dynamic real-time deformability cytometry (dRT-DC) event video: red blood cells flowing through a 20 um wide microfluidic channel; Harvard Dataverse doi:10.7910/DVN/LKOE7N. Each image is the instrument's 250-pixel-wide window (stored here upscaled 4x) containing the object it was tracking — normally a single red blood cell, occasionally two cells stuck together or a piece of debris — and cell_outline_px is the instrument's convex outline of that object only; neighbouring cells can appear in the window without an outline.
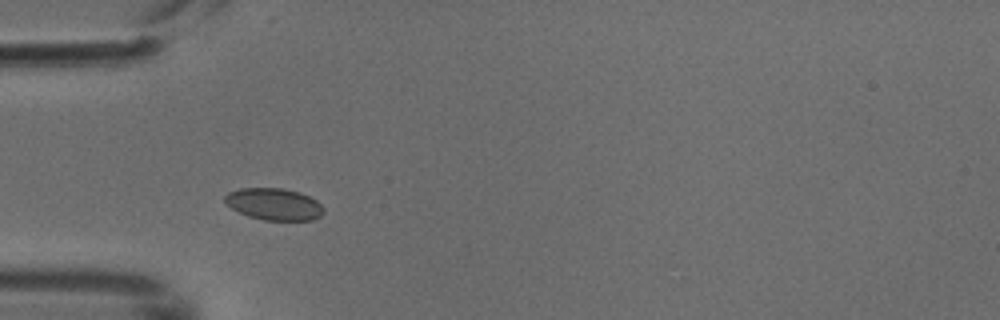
{"species": "common noctule bat (a hibernating species)", "species_latin": "Nyctalus noctula", "temperature_condition": "cold", "stored_images_in_passage": 4, "camera_frame_rate_fps": 3000, "um_per_image_px": 0.085, "animal": {"sex": "male", "body_mass_g": 18.8}, "frame": {"image": 1, "passage_image": 2, "time_ms": 0.333, "image_size_px": [1000, 320], "cell_outline_px": [[324, 212], [320, 216], [312, 220], [264, 220], [248, 216], [224, 204], [224, 196], [228, 192], [240, 188], [284, 188], [300, 192], [316, 200], [324, 208]], "centroid_in_image_um": [23.28, 17.34], "position_along_channel_um": 61.7, "area_um2": 18.44}}
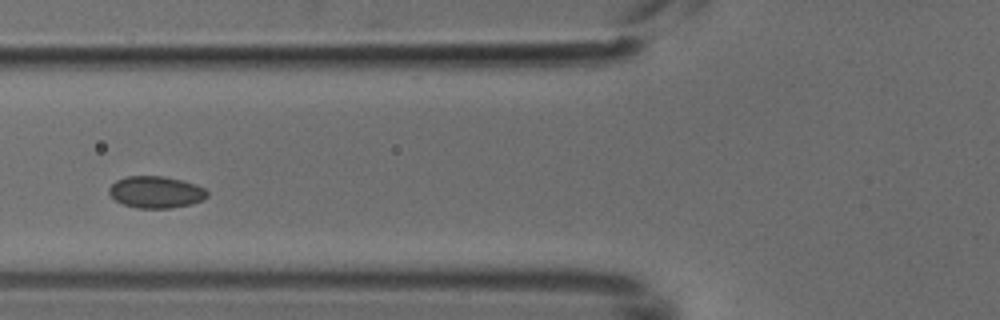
{"frame": {"image": 2, "passage_image": 3, "time_ms": 0.667, "image_size_px": [1000, 320], "cell_outline_px": [[208, 196], [192, 204], [172, 208], [136, 208], [124, 204], [116, 200], [108, 192], [108, 188], [116, 180], [128, 176], [164, 176], [196, 184], [204, 188], [208, 192]], "centroid_in_image_um": [13.25, 16.33], "position_along_channel_um": 112.5, "area_um2": 18.15}}
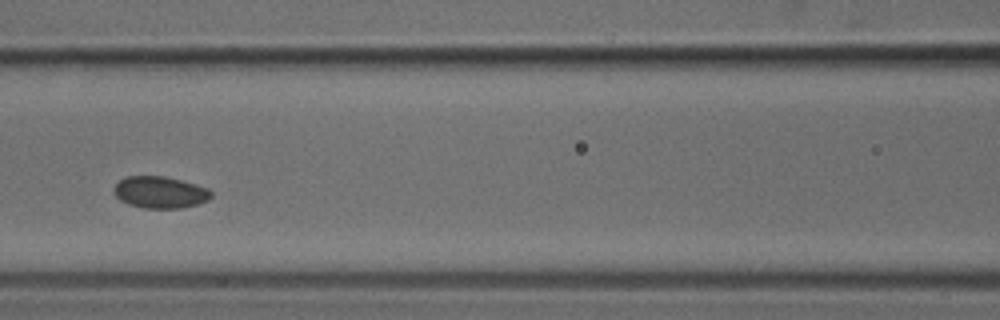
{"frame": {"image": 3, "passage_image": 4, "time_ms": 1.0, "image_size_px": [1000, 320], "cell_outline_px": [[212, 196], [208, 200], [196, 204], [180, 208], [144, 208], [128, 204], [120, 200], [112, 192], [116, 184], [124, 176], [164, 176], [196, 184], [208, 188], [212, 192]], "centroid_in_image_um": [13.59, 16.34], "position_along_channel_um": 153.0, "area_um2": 18.03}}